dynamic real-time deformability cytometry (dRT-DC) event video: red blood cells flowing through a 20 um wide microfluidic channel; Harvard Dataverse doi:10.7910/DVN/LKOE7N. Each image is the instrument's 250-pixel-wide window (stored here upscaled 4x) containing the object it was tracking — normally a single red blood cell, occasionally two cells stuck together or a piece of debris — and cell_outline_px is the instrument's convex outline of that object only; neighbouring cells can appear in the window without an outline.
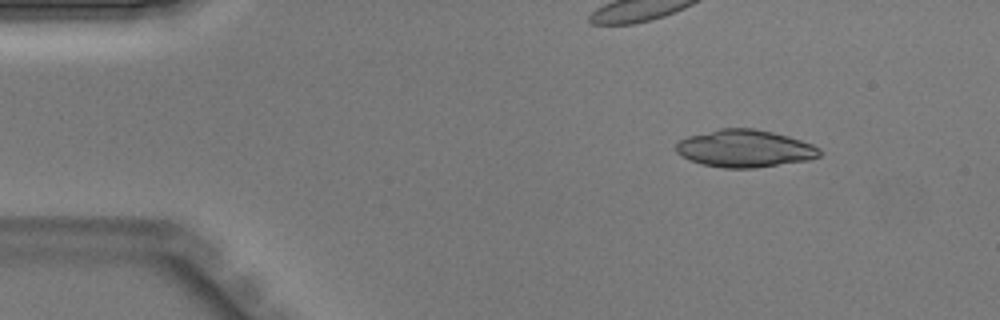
{"species": "Egyptian fruit bat (a non-hibernating species)", "species_latin": "Rousettus aegyptiacus", "temperature_condition": "warm", "stored_images_in_passage": 41, "camera_frame_rate_fps": 3000, "um_per_image_px": 0.085, "animal": {"sex": "male"}, "frame": {"image": 1, "passage_image": 4, "time_ms": 1.0, "image_size_px": [1000, 320], "cell_outline_px": [[824, 152], [820, 156], [808, 160], [752, 168], [724, 168], [704, 164], [692, 160], [676, 152], [676, 144], [680, 140], [688, 136], [720, 128], [752, 128], [772, 132], [788, 136], [812, 144], [820, 148]], "centroid_in_image_um": [63.34, 12.62], "position_along_channel_um": 21.7, "area_um2": 31.04}}
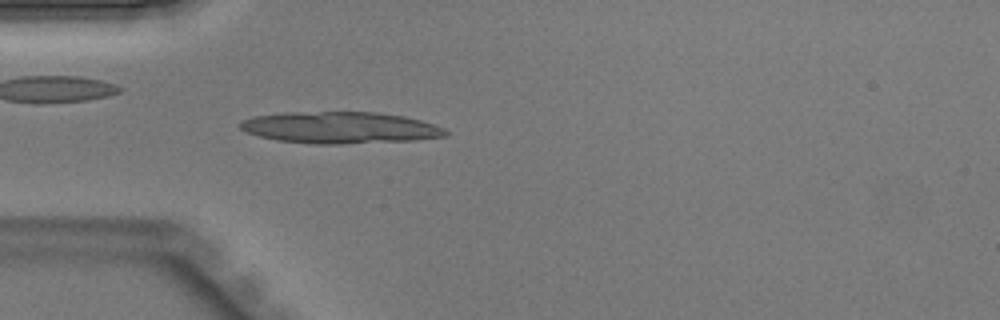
{"frame": {"image": 2, "passage_image": 11, "time_ms": 3.333, "image_size_px": [1000, 320], "cell_outline_px": [[448, 136], [416, 140], [340, 144], [316, 144], [276, 140], [260, 136], [248, 132], [240, 128], [240, 120], [252, 116], [284, 112], [376, 112], [404, 116], [420, 120], [444, 128], [448, 132]], "centroid_in_image_um": [28.9, 10.84], "position_along_channel_um": 56.1, "area_um2": 37.97}}